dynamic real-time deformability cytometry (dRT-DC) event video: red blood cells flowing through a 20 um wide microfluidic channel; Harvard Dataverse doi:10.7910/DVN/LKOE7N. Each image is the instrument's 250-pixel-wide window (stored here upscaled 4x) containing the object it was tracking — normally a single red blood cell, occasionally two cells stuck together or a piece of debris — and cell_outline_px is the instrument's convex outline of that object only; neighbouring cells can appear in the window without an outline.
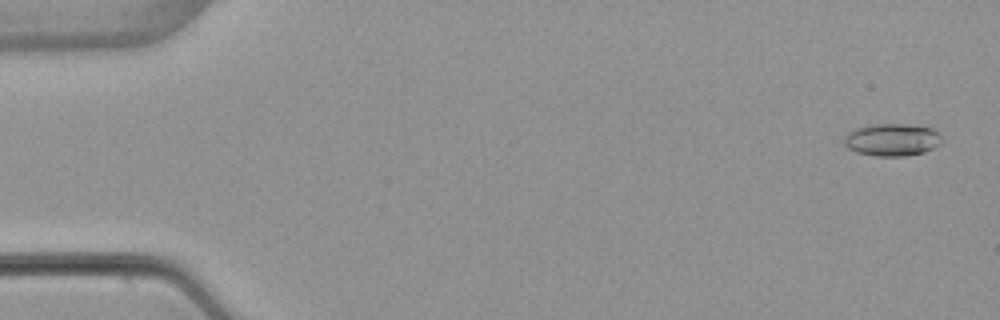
{"species": "common noctule bat (a hibernating species)", "species_latin": "Nyctalus noctula", "temperature_condition": "warm", "stored_images_in_passage": 5, "camera_frame_rate_fps": 3000, "um_per_image_px": 0.085, "animal": {"sex": "female", "body_mass_g": 22.7, "forearm_length_mm": 54.2}, "frame": {"image": 1, "passage_image": 1, "time_ms": 0.0, "image_size_px": [1000, 320], "cell_outline_px": [[944, 140], [940, 144], [924, 152], [904, 156], [876, 156], [856, 152], [848, 148], [844, 144], [844, 136], [848, 132], [856, 128], [872, 124], [908, 124], [932, 128], [940, 132]], "centroid_in_image_um": [75.85, 11.87], "position_along_channel_um": 9.1, "area_um2": 18.67}}
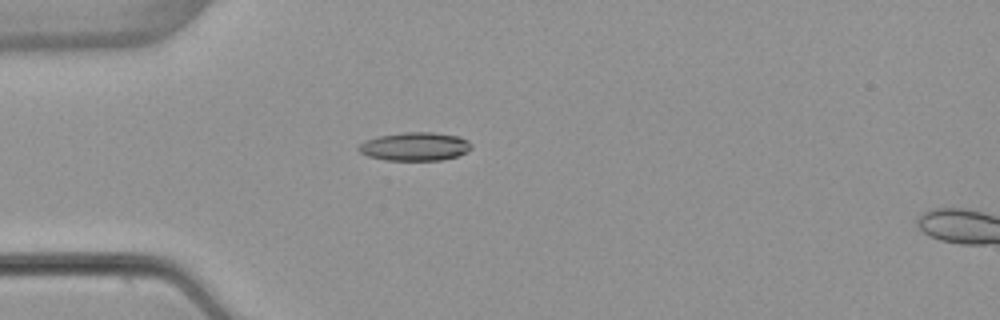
{"frame": {"image": 2, "passage_image": 4, "time_ms": 4.333, "image_size_px": [1000, 320], "cell_outline_px": [[472, 148], [468, 152], [456, 156], [440, 160], [384, 160], [368, 156], [360, 152], [356, 148], [364, 140], [380, 136], [404, 132], [432, 132], [460, 136], [468, 140], [472, 144]], "centroid_in_image_um": [35.29, 12.45], "position_along_channel_um": 49.7, "area_um2": 18.79}}